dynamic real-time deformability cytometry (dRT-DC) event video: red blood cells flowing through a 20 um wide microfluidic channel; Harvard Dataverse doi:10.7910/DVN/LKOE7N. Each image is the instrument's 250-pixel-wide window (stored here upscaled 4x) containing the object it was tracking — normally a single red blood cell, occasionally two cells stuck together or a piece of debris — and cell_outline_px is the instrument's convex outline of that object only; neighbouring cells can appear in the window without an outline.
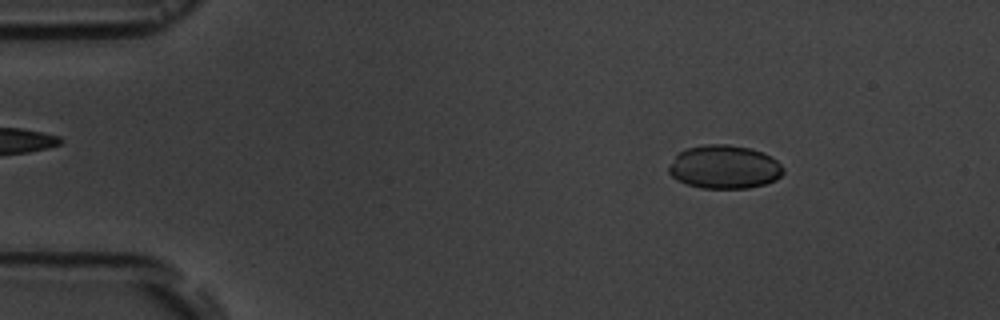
{"species": "common noctule bat (a hibernating species)", "species_latin": "Nyctalus noctula", "temperature_condition": "room temperature", "stored_images_in_passage": 4, "camera_frame_rate_fps": 3000, "um_per_image_px": 0.085, "animal": {"sex": "male", "body_mass_g": 19.5, "forearm_length_mm": 54.6}, "frame": {"image": 1, "passage_image": 2, "time_ms": 1.0, "image_size_px": [1000, 320], "cell_outline_px": [[784, 172], [776, 180], [764, 184], [748, 188], [700, 188], [676, 180], [668, 172], [668, 168], [676, 156], [680, 152], [688, 148], [704, 144], [728, 144], [752, 148], [776, 160], [784, 168]], "centroid_in_image_um": [61.57, 14.19], "position_along_channel_um": 23.4, "area_um2": 28.9}}